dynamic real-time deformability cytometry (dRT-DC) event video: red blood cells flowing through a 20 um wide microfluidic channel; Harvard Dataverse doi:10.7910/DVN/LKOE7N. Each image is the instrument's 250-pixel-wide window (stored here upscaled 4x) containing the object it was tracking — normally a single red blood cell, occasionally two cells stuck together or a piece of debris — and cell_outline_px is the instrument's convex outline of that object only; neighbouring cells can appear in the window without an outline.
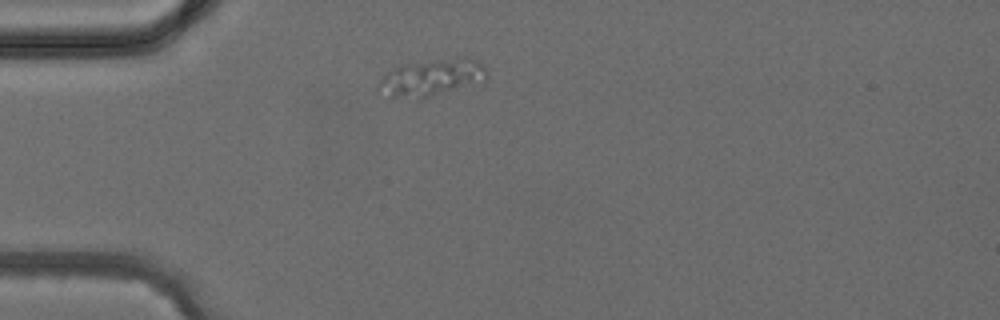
{"species": "common noctule bat (a hibernating species)", "species_latin": "Nyctalus noctula", "temperature_condition": "cold", "stored_images_in_passage": 2, "camera_frame_rate_fps": 3000, "um_per_image_px": 0.085, "animal": {"sex": "female", "body_mass_g": 24.6, "forearm_length_mm": 56.2}, "frame": {"image": 1, "passage_image": 1, "time_ms": 0.0, "image_size_px": [1000, 320], "cell_outline_px": [[488, 76], [484, 84], [420, 100], [388, 100], [376, 88], [380, 76], [392, 68], [400, 64], [440, 60], [476, 60], [488, 72]], "centroid_in_image_um": [36.59, 6.72], "position_along_channel_um": 48.4, "area_um2": 24.45}}